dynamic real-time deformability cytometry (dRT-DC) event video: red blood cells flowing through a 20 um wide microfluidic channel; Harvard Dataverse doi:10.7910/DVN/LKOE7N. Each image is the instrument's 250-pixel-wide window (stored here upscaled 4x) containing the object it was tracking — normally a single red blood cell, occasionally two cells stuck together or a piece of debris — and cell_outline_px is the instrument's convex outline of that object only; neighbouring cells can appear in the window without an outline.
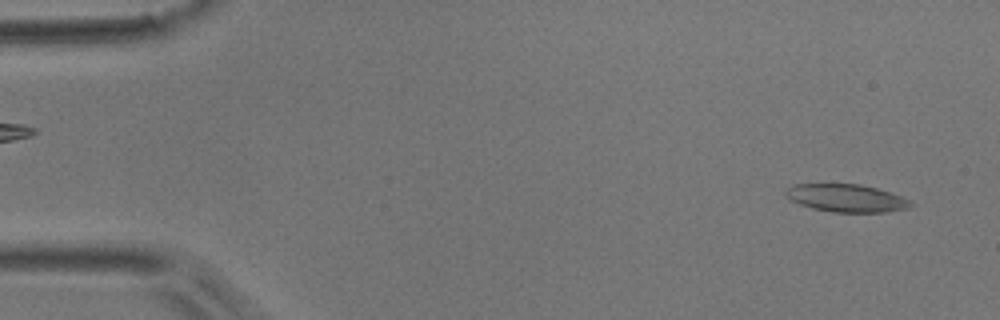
{"species": "common noctule bat (a hibernating species)", "species_latin": "Nyctalus noctula", "temperature_condition": "room temperature", "stored_images_in_passage": 20, "camera_frame_rate_fps": 3000, "um_per_image_px": 0.085, "animal": {"sex": "male", "body_mass_g": 17.9}, "frame": {"image": 1, "passage_image": 1, "time_ms": 0.0, "image_size_px": [1000, 320], "cell_outline_px": [[912, 204], [908, 208], [888, 212], [832, 212], [812, 208], [800, 204], [792, 200], [784, 192], [792, 184], [860, 184], [876, 188], [900, 196], [908, 200]], "centroid_in_image_um": [71.92, 16.84], "position_along_channel_um": 13.1, "area_um2": 19.94}}
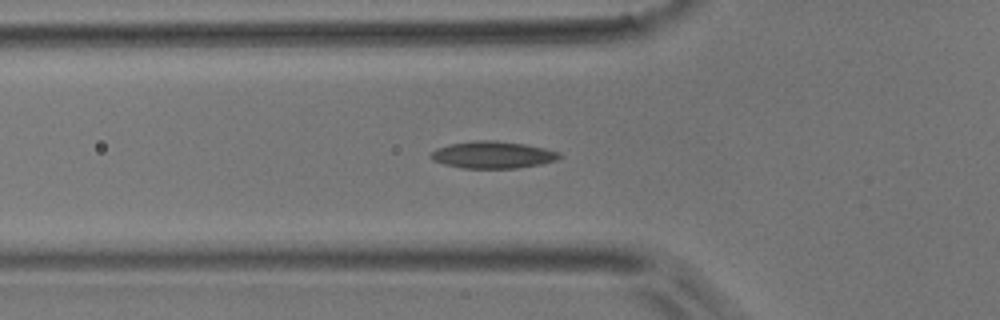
{"frame": {"image": 2, "passage_image": 15, "time_ms": 4.667, "image_size_px": [1000, 320], "cell_outline_px": [[564, 156], [556, 160], [540, 164], [516, 168], [460, 168], [444, 164], [432, 160], [428, 156], [436, 148], [448, 144], [476, 140], [496, 140], [524, 144], [544, 148], [560, 152]], "centroid_in_image_um": [41.87, 13.16], "position_along_channel_um": 83.9, "area_um2": 20.4}}
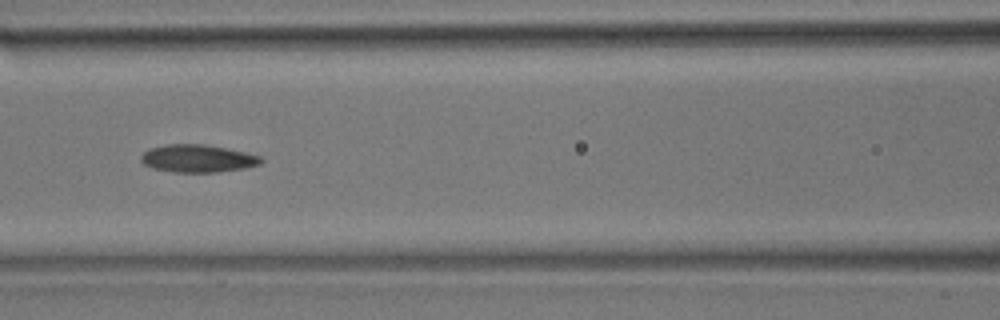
{"frame": {"image": 3, "passage_image": 20, "time_ms": 6.333, "image_size_px": [1000, 320], "cell_outline_px": [[264, 160], [260, 164], [244, 168], [216, 172], [172, 172], [152, 168], [144, 164], [140, 160], [140, 156], [144, 152], [152, 148], [168, 144], [204, 144], [244, 152], [260, 156]], "centroid_in_image_um": [16.79, 13.48], "position_along_channel_um": 149.8, "area_um2": 19.19}}